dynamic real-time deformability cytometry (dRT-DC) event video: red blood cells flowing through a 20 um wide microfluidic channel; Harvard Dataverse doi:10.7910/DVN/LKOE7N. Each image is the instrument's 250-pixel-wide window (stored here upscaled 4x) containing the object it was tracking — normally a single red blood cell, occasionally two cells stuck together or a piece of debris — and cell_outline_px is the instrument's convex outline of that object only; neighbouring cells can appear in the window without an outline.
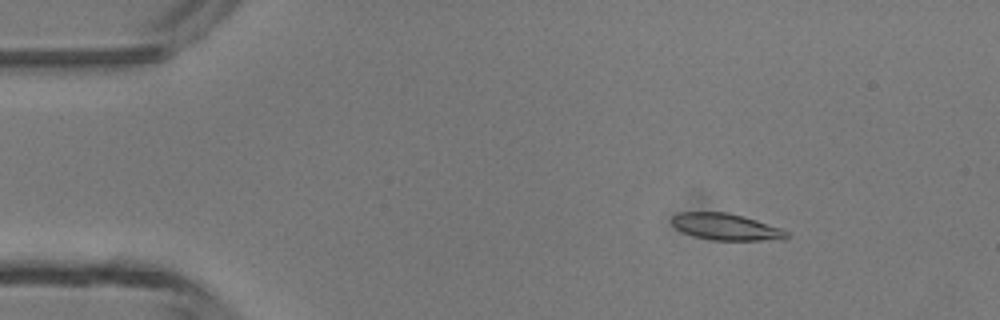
{"species": "common noctule bat (a hibernating species)", "species_latin": "Nyctalus noctula", "temperature_condition": "room temperature", "stored_images_in_passage": 46, "camera_frame_rate_fps": 3000, "um_per_image_px": 0.085, "animal": {"sex": "male", "body_mass_g": 13.3}, "frame": {"image": 1, "passage_image": 6, "time_ms": 1.667, "image_size_px": [1000, 320], "cell_outline_px": [[788, 236], [784, 240], [712, 240], [696, 236], [684, 232], [676, 228], [672, 224], [672, 216], [680, 212], [728, 212], [744, 216], [780, 228], [788, 232]], "centroid_in_image_um": [61.72, 19.28], "position_along_channel_um": 23.3, "area_um2": 17.69}}
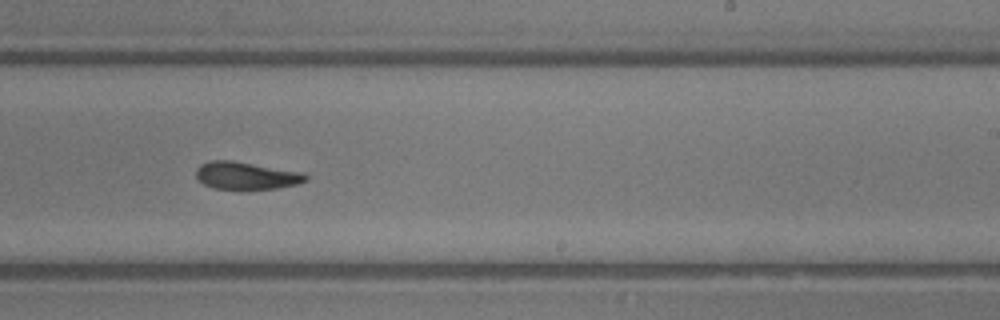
{"frame": {"image": 2, "passage_image": 28, "time_ms": 9.0, "image_size_px": [1000, 320], "cell_outline_px": [[308, 180], [296, 184], [276, 188], [212, 188], [196, 180], [196, 168], [200, 164], [212, 160], [232, 160], [304, 172], [308, 176]], "centroid_in_image_um": [20.91, 14.9], "position_along_channel_um": 268.1, "area_um2": 17.51}}
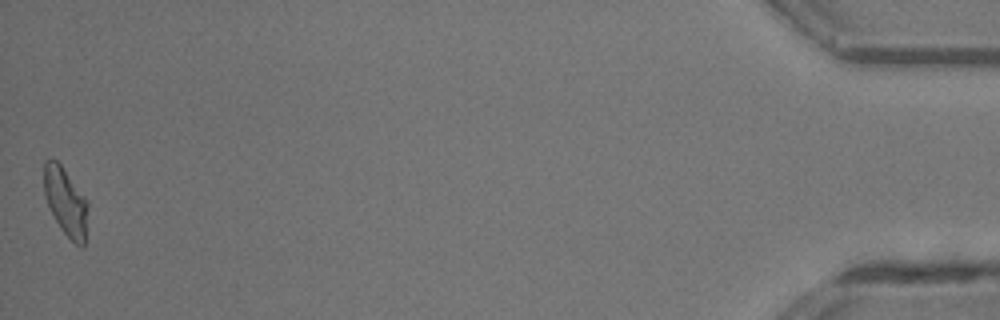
{"frame": {"image": 3, "passage_image": 46, "time_ms": 15.0, "image_size_px": [1000, 320], "cell_outline_px": [[88, 204], [84, 248], [80, 248], [60, 228], [48, 208], [44, 196], [44, 160], [52, 156], [60, 164], [88, 200]], "centroid_in_image_um": [5.57, 17.13], "position_along_channel_um": 429.6, "area_um2": 17.63}, "authors_computed_cell_mechanics": {"area_um2": 17.7446, "velocity_mm_per_s": 4.3735, "shape_relaxation_time_tau1_ms": 10.1278, "shape_relaxation_time_tau2_ms": 10.2973, "deformation_change_tau1": 0.2675, "deformation_change_tau2": 0.1855}}